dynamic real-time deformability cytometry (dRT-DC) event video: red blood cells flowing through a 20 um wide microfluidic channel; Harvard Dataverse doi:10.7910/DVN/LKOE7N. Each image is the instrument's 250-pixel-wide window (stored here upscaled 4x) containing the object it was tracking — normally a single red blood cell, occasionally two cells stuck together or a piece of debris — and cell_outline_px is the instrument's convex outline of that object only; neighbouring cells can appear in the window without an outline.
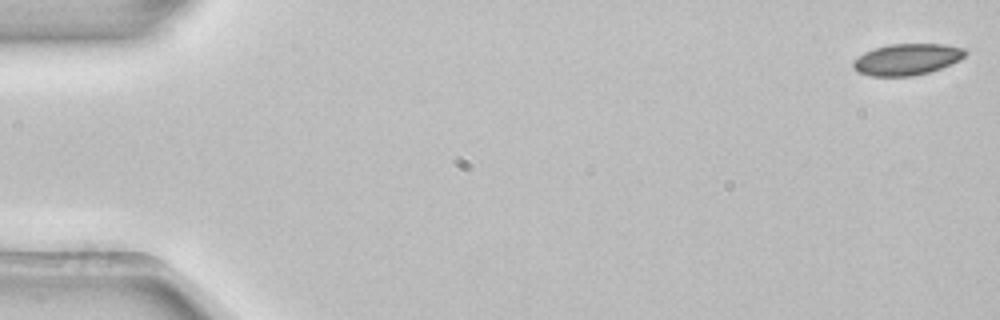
{"species": "common noctule bat (a hibernating species)", "species_latin": "Nyctalus noctula", "temperature_condition": "room temperature", "stored_images_in_passage": 53, "camera_frame_rate_fps": 3000, "um_per_image_px": 0.085, "animal": {"sex": "female", "body_mass_g": 22.7, "forearm_length_mm": 54.2}, "frame": {"image": 1, "passage_image": 1, "time_ms": 0.0, "image_size_px": [1000, 320], "cell_outline_px": [[968, 52], [960, 60], [940, 68], [928, 72], [912, 76], [872, 76], [856, 72], [852, 68], [852, 60], [864, 52], [888, 44], [944, 44], [964, 48]], "centroid_in_image_um": [77.06, 5.04], "position_along_channel_um": 7.9, "area_um2": 20.58}}
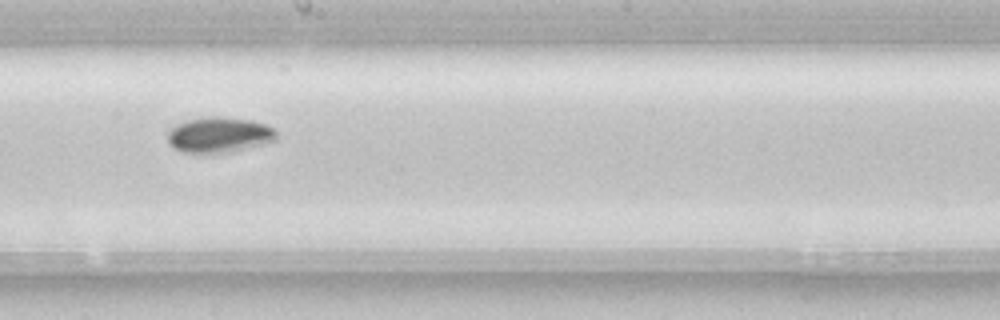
{"frame": {"image": 2, "passage_image": 30, "time_ms": 9.667, "image_size_px": [1000, 320], "cell_outline_px": [[276, 140], [264, 144], [232, 152], [212, 156], [204, 156], [184, 152], [168, 144], [168, 132], [176, 124], [188, 120], [204, 116], [220, 116], [252, 120], [264, 124], [272, 128], [276, 132]], "centroid_in_image_um": [18.6, 11.5], "position_along_channel_um": 229.6, "area_um2": 23.24}}
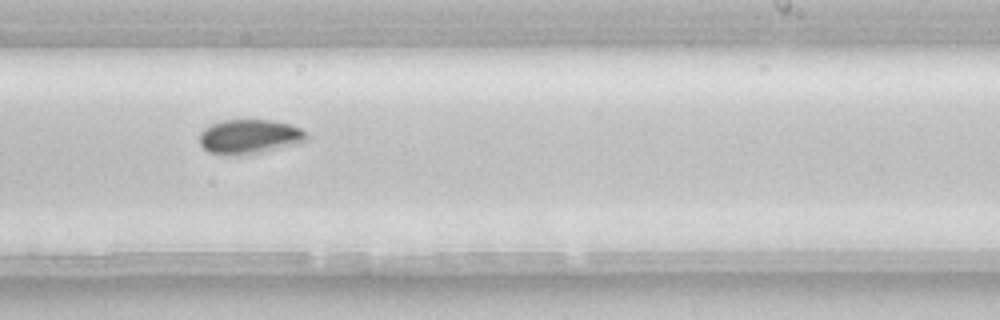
{"frame": {"image": 3, "passage_image": 33, "time_ms": 10.667, "image_size_px": [1000, 320], "cell_outline_px": [[308, 140], [300, 144], [240, 156], [224, 156], [208, 152], [200, 144], [200, 132], [204, 128], [212, 124], [224, 120], [272, 120], [292, 124], [300, 128], [308, 136]], "centroid_in_image_um": [21.21, 11.63], "position_along_channel_um": 267.8, "area_um2": 21.85}, "authors_computed_cell_mechanics": {"area_um2": 20.9814, "velocity_mm_per_s": 3.8574, "shape_relaxation_time_tau1_ms": 2.8856, "shape_relaxation_time_tau2_ms": null, "deformation_change_tau1": 0.0663, "deformation_change_tau2": null}}